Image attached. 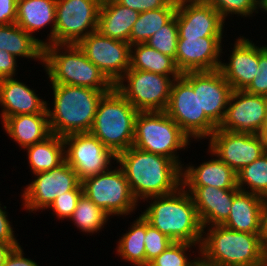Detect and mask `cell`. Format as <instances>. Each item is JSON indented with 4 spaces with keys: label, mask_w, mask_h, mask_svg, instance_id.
Masks as SVG:
<instances>
[{
    "label": "cell",
    "mask_w": 267,
    "mask_h": 266,
    "mask_svg": "<svg viewBox=\"0 0 267 266\" xmlns=\"http://www.w3.org/2000/svg\"><path fill=\"white\" fill-rule=\"evenodd\" d=\"M83 194L109 216L130 214L137 205L121 168L88 177L81 181Z\"/></svg>",
    "instance_id": "10"
},
{
    "label": "cell",
    "mask_w": 267,
    "mask_h": 266,
    "mask_svg": "<svg viewBox=\"0 0 267 266\" xmlns=\"http://www.w3.org/2000/svg\"><path fill=\"white\" fill-rule=\"evenodd\" d=\"M178 27L176 15L157 32H155L145 43L151 47L167 55L175 60L177 42H178Z\"/></svg>",
    "instance_id": "35"
},
{
    "label": "cell",
    "mask_w": 267,
    "mask_h": 266,
    "mask_svg": "<svg viewBox=\"0 0 267 266\" xmlns=\"http://www.w3.org/2000/svg\"><path fill=\"white\" fill-rule=\"evenodd\" d=\"M110 217L105 211L99 208L85 194H82L77 206L69 218L74 225L83 232L94 233L101 230Z\"/></svg>",
    "instance_id": "33"
},
{
    "label": "cell",
    "mask_w": 267,
    "mask_h": 266,
    "mask_svg": "<svg viewBox=\"0 0 267 266\" xmlns=\"http://www.w3.org/2000/svg\"><path fill=\"white\" fill-rule=\"evenodd\" d=\"M222 37H179L175 63L181 74L219 70Z\"/></svg>",
    "instance_id": "17"
},
{
    "label": "cell",
    "mask_w": 267,
    "mask_h": 266,
    "mask_svg": "<svg viewBox=\"0 0 267 266\" xmlns=\"http://www.w3.org/2000/svg\"><path fill=\"white\" fill-rule=\"evenodd\" d=\"M170 77L129 68L115 88L139 112L165 111L173 83ZM124 80H127V85H124Z\"/></svg>",
    "instance_id": "9"
},
{
    "label": "cell",
    "mask_w": 267,
    "mask_h": 266,
    "mask_svg": "<svg viewBox=\"0 0 267 266\" xmlns=\"http://www.w3.org/2000/svg\"><path fill=\"white\" fill-rule=\"evenodd\" d=\"M267 112V97L232 90L224 118L217 129L260 134Z\"/></svg>",
    "instance_id": "15"
},
{
    "label": "cell",
    "mask_w": 267,
    "mask_h": 266,
    "mask_svg": "<svg viewBox=\"0 0 267 266\" xmlns=\"http://www.w3.org/2000/svg\"><path fill=\"white\" fill-rule=\"evenodd\" d=\"M130 69L149 71L164 76L172 75V79L182 75L173 58L149 47L146 43L130 46Z\"/></svg>",
    "instance_id": "28"
},
{
    "label": "cell",
    "mask_w": 267,
    "mask_h": 266,
    "mask_svg": "<svg viewBox=\"0 0 267 266\" xmlns=\"http://www.w3.org/2000/svg\"><path fill=\"white\" fill-rule=\"evenodd\" d=\"M208 3L219 12L224 20L229 13L246 17L251 16L259 7L262 8L257 0H210Z\"/></svg>",
    "instance_id": "37"
},
{
    "label": "cell",
    "mask_w": 267,
    "mask_h": 266,
    "mask_svg": "<svg viewBox=\"0 0 267 266\" xmlns=\"http://www.w3.org/2000/svg\"><path fill=\"white\" fill-rule=\"evenodd\" d=\"M22 248L15 247L2 266H39L35 261L23 256Z\"/></svg>",
    "instance_id": "45"
},
{
    "label": "cell",
    "mask_w": 267,
    "mask_h": 266,
    "mask_svg": "<svg viewBox=\"0 0 267 266\" xmlns=\"http://www.w3.org/2000/svg\"><path fill=\"white\" fill-rule=\"evenodd\" d=\"M3 124L7 134L22 148L41 142L52 134L48 113L10 116Z\"/></svg>",
    "instance_id": "26"
},
{
    "label": "cell",
    "mask_w": 267,
    "mask_h": 266,
    "mask_svg": "<svg viewBox=\"0 0 267 266\" xmlns=\"http://www.w3.org/2000/svg\"><path fill=\"white\" fill-rule=\"evenodd\" d=\"M119 4L139 13L163 7H177L174 0H116Z\"/></svg>",
    "instance_id": "41"
},
{
    "label": "cell",
    "mask_w": 267,
    "mask_h": 266,
    "mask_svg": "<svg viewBox=\"0 0 267 266\" xmlns=\"http://www.w3.org/2000/svg\"><path fill=\"white\" fill-rule=\"evenodd\" d=\"M263 10L267 11V1L262 5Z\"/></svg>",
    "instance_id": "52"
},
{
    "label": "cell",
    "mask_w": 267,
    "mask_h": 266,
    "mask_svg": "<svg viewBox=\"0 0 267 266\" xmlns=\"http://www.w3.org/2000/svg\"><path fill=\"white\" fill-rule=\"evenodd\" d=\"M99 0H57L54 44H78L97 31Z\"/></svg>",
    "instance_id": "11"
},
{
    "label": "cell",
    "mask_w": 267,
    "mask_h": 266,
    "mask_svg": "<svg viewBox=\"0 0 267 266\" xmlns=\"http://www.w3.org/2000/svg\"><path fill=\"white\" fill-rule=\"evenodd\" d=\"M177 4L182 3H208L210 0H174Z\"/></svg>",
    "instance_id": "48"
},
{
    "label": "cell",
    "mask_w": 267,
    "mask_h": 266,
    "mask_svg": "<svg viewBox=\"0 0 267 266\" xmlns=\"http://www.w3.org/2000/svg\"><path fill=\"white\" fill-rule=\"evenodd\" d=\"M17 0H0V25L16 23Z\"/></svg>",
    "instance_id": "42"
},
{
    "label": "cell",
    "mask_w": 267,
    "mask_h": 266,
    "mask_svg": "<svg viewBox=\"0 0 267 266\" xmlns=\"http://www.w3.org/2000/svg\"><path fill=\"white\" fill-rule=\"evenodd\" d=\"M235 42L229 64L221 62L219 71L232 90H245L253 81L259 67V47L243 36Z\"/></svg>",
    "instance_id": "19"
},
{
    "label": "cell",
    "mask_w": 267,
    "mask_h": 266,
    "mask_svg": "<svg viewBox=\"0 0 267 266\" xmlns=\"http://www.w3.org/2000/svg\"><path fill=\"white\" fill-rule=\"evenodd\" d=\"M206 236L199 248L203 266H261L266 251L260 234L211 225Z\"/></svg>",
    "instance_id": "4"
},
{
    "label": "cell",
    "mask_w": 267,
    "mask_h": 266,
    "mask_svg": "<svg viewBox=\"0 0 267 266\" xmlns=\"http://www.w3.org/2000/svg\"><path fill=\"white\" fill-rule=\"evenodd\" d=\"M262 204L263 197L239 190L233 198L230 215L222 225L238 232L260 234Z\"/></svg>",
    "instance_id": "24"
},
{
    "label": "cell",
    "mask_w": 267,
    "mask_h": 266,
    "mask_svg": "<svg viewBox=\"0 0 267 266\" xmlns=\"http://www.w3.org/2000/svg\"><path fill=\"white\" fill-rule=\"evenodd\" d=\"M43 64L51 84L83 86L95 90H112L115 87L77 44H47L43 47Z\"/></svg>",
    "instance_id": "5"
},
{
    "label": "cell",
    "mask_w": 267,
    "mask_h": 266,
    "mask_svg": "<svg viewBox=\"0 0 267 266\" xmlns=\"http://www.w3.org/2000/svg\"><path fill=\"white\" fill-rule=\"evenodd\" d=\"M165 112L189 138L210 137L218 127L204 111H201L199 72H186L173 79Z\"/></svg>",
    "instance_id": "7"
},
{
    "label": "cell",
    "mask_w": 267,
    "mask_h": 266,
    "mask_svg": "<svg viewBox=\"0 0 267 266\" xmlns=\"http://www.w3.org/2000/svg\"><path fill=\"white\" fill-rule=\"evenodd\" d=\"M179 37H222L225 20L209 3L177 4Z\"/></svg>",
    "instance_id": "18"
},
{
    "label": "cell",
    "mask_w": 267,
    "mask_h": 266,
    "mask_svg": "<svg viewBox=\"0 0 267 266\" xmlns=\"http://www.w3.org/2000/svg\"><path fill=\"white\" fill-rule=\"evenodd\" d=\"M258 70L253 81L245 89L247 93L267 97V46L259 48Z\"/></svg>",
    "instance_id": "40"
},
{
    "label": "cell",
    "mask_w": 267,
    "mask_h": 266,
    "mask_svg": "<svg viewBox=\"0 0 267 266\" xmlns=\"http://www.w3.org/2000/svg\"><path fill=\"white\" fill-rule=\"evenodd\" d=\"M1 205V204H0ZM6 211L0 206V242L9 244H19L14 236L11 222L8 221Z\"/></svg>",
    "instance_id": "44"
},
{
    "label": "cell",
    "mask_w": 267,
    "mask_h": 266,
    "mask_svg": "<svg viewBox=\"0 0 267 266\" xmlns=\"http://www.w3.org/2000/svg\"><path fill=\"white\" fill-rule=\"evenodd\" d=\"M20 244H9L0 242V266H2L12 252V250Z\"/></svg>",
    "instance_id": "47"
},
{
    "label": "cell",
    "mask_w": 267,
    "mask_h": 266,
    "mask_svg": "<svg viewBox=\"0 0 267 266\" xmlns=\"http://www.w3.org/2000/svg\"><path fill=\"white\" fill-rule=\"evenodd\" d=\"M16 57L7 51L0 50V79L15 76Z\"/></svg>",
    "instance_id": "43"
},
{
    "label": "cell",
    "mask_w": 267,
    "mask_h": 266,
    "mask_svg": "<svg viewBox=\"0 0 267 266\" xmlns=\"http://www.w3.org/2000/svg\"><path fill=\"white\" fill-rule=\"evenodd\" d=\"M189 140L165 111L138 112L135 118L133 146L172 159L182 169L176 151L185 149Z\"/></svg>",
    "instance_id": "8"
},
{
    "label": "cell",
    "mask_w": 267,
    "mask_h": 266,
    "mask_svg": "<svg viewBox=\"0 0 267 266\" xmlns=\"http://www.w3.org/2000/svg\"><path fill=\"white\" fill-rule=\"evenodd\" d=\"M146 266L165 251L173 241L146 221L145 235Z\"/></svg>",
    "instance_id": "38"
},
{
    "label": "cell",
    "mask_w": 267,
    "mask_h": 266,
    "mask_svg": "<svg viewBox=\"0 0 267 266\" xmlns=\"http://www.w3.org/2000/svg\"><path fill=\"white\" fill-rule=\"evenodd\" d=\"M134 198L167 195L182 186V168L172 159L134 146L116 155Z\"/></svg>",
    "instance_id": "1"
},
{
    "label": "cell",
    "mask_w": 267,
    "mask_h": 266,
    "mask_svg": "<svg viewBox=\"0 0 267 266\" xmlns=\"http://www.w3.org/2000/svg\"><path fill=\"white\" fill-rule=\"evenodd\" d=\"M260 4H261V6L267 1V0H257Z\"/></svg>",
    "instance_id": "53"
},
{
    "label": "cell",
    "mask_w": 267,
    "mask_h": 266,
    "mask_svg": "<svg viewBox=\"0 0 267 266\" xmlns=\"http://www.w3.org/2000/svg\"><path fill=\"white\" fill-rule=\"evenodd\" d=\"M46 42L36 39L16 23L4 25L3 50L14 57L40 59L43 62V47Z\"/></svg>",
    "instance_id": "30"
},
{
    "label": "cell",
    "mask_w": 267,
    "mask_h": 266,
    "mask_svg": "<svg viewBox=\"0 0 267 266\" xmlns=\"http://www.w3.org/2000/svg\"><path fill=\"white\" fill-rule=\"evenodd\" d=\"M33 174L50 171L65 161V145L62 136L51 134L45 140L25 148Z\"/></svg>",
    "instance_id": "29"
},
{
    "label": "cell",
    "mask_w": 267,
    "mask_h": 266,
    "mask_svg": "<svg viewBox=\"0 0 267 266\" xmlns=\"http://www.w3.org/2000/svg\"><path fill=\"white\" fill-rule=\"evenodd\" d=\"M195 244L187 242H173L159 256L152 260L148 266H198L200 257L189 260L186 250Z\"/></svg>",
    "instance_id": "36"
},
{
    "label": "cell",
    "mask_w": 267,
    "mask_h": 266,
    "mask_svg": "<svg viewBox=\"0 0 267 266\" xmlns=\"http://www.w3.org/2000/svg\"><path fill=\"white\" fill-rule=\"evenodd\" d=\"M184 186L167 195L149 197L153 203L141 214L154 228L173 242L201 246L205 233L191 194Z\"/></svg>",
    "instance_id": "2"
},
{
    "label": "cell",
    "mask_w": 267,
    "mask_h": 266,
    "mask_svg": "<svg viewBox=\"0 0 267 266\" xmlns=\"http://www.w3.org/2000/svg\"><path fill=\"white\" fill-rule=\"evenodd\" d=\"M250 187V193L267 197V152L253 163L246 165L237 174V187L246 191L244 185Z\"/></svg>",
    "instance_id": "34"
},
{
    "label": "cell",
    "mask_w": 267,
    "mask_h": 266,
    "mask_svg": "<svg viewBox=\"0 0 267 266\" xmlns=\"http://www.w3.org/2000/svg\"><path fill=\"white\" fill-rule=\"evenodd\" d=\"M139 15L138 11L125 7L116 0L102 3L97 31L105 37L130 43V33Z\"/></svg>",
    "instance_id": "25"
},
{
    "label": "cell",
    "mask_w": 267,
    "mask_h": 266,
    "mask_svg": "<svg viewBox=\"0 0 267 266\" xmlns=\"http://www.w3.org/2000/svg\"><path fill=\"white\" fill-rule=\"evenodd\" d=\"M261 266H267V251L265 252L264 258L262 260Z\"/></svg>",
    "instance_id": "51"
},
{
    "label": "cell",
    "mask_w": 267,
    "mask_h": 266,
    "mask_svg": "<svg viewBox=\"0 0 267 266\" xmlns=\"http://www.w3.org/2000/svg\"><path fill=\"white\" fill-rule=\"evenodd\" d=\"M186 188L194 200L203 229L208 225H222L227 220L233 198L239 191L212 186Z\"/></svg>",
    "instance_id": "20"
},
{
    "label": "cell",
    "mask_w": 267,
    "mask_h": 266,
    "mask_svg": "<svg viewBox=\"0 0 267 266\" xmlns=\"http://www.w3.org/2000/svg\"><path fill=\"white\" fill-rule=\"evenodd\" d=\"M129 232L119 239L117 248L118 255L122 256L125 261L135 264V266H146L145 253V235H146V220L143 216L134 221Z\"/></svg>",
    "instance_id": "31"
},
{
    "label": "cell",
    "mask_w": 267,
    "mask_h": 266,
    "mask_svg": "<svg viewBox=\"0 0 267 266\" xmlns=\"http://www.w3.org/2000/svg\"><path fill=\"white\" fill-rule=\"evenodd\" d=\"M83 194V187L80 183L72 191L57 196L52 204L48 207L53 209L58 218H70L77 206V203Z\"/></svg>",
    "instance_id": "39"
},
{
    "label": "cell",
    "mask_w": 267,
    "mask_h": 266,
    "mask_svg": "<svg viewBox=\"0 0 267 266\" xmlns=\"http://www.w3.org/2000/svg\"><path fill=\"white\" fill-rule=\"evenodd\" d=\"M261 241L265 251H267V197L263 198V204L261 208Z\"/></svg>",
    "instance_id": "46"
},
{
    "label": "cell",
    "mask_w": 267,
    "mask_h": 266,
    "mask_svg": "<svg viewBox=\"0 0 267 266\" xmlns=\"http://www.w3.org/2000/svg\"><path fill=\"white\" fill-rule=\"evenodd\" d=\"M0 104L2 123L10 116L47 113V102L13 77L0 79Z\"/></svg>",
    "instance_id": "21"
},
{
    "label": "cell",
    "mask_w": 267,
    "mask_h": 266,
    "mask_svg": "<svg viewBox=\"0 0 267 266\" xmlns=\"http://www.w3.org/2000/svg\"><path fill=\"white\" fill-rule=\"evenodd\" d=\"M4 25H0V50H3Z\"/></svg>",
    "instance_id": "50"
},
{
    "label": "cell",
    "mask_w": 267,
    "mask_h": 266,
    "mask_svg": "<svg viewBox=\"0 0 267 266\" xmlns=\"http://www.w3.org/2000/svg\"><path fill=\"white\" fill-rule=\"evenodd\" d=\"M209 149L237 174L267 152V139L260 134H246L216 129L210 136Z\"/></svg>",
    "instance_id": "13"
},
{
    "label": "cell",
    "mask_w": 267,
    "mask_h": 266,
    "mask_svg": "<svg viewBox=\"0 0 267 266\" xmlns=\"http://www.w3.org/2000/svg\"><path fill=\"white\" fill-rule=\"evenodd\" d=\"M138 112L114 87L100 99L90 133L117 155L133 146Z\"/></svg>",
    "instance_id": "6"
},
{
    "label": "cell",
    "mask_w": 267,
    "mask_h": 266,
    "mask_svg": "<svg viewBox=\"0 0 267 266\" xmlns=\"http://www.w3.org/2000/svg\"><path fill=\"white\" fill-rule=\"evenodd\" d=\"M37 179L24 190V207L30 211L47 209L57 196L72 191L80 183L74 170L64 161L50 171L34 174Z\"/></svg>",
    "instance_id": "16"
},
{
    "label": "cell",
    "mask_w": 267,
    "mask_h": 266,
    "mask_svg": "<svg viewBox=\"0 0 267 266\" xmlns=\"http://www.w3.org/2000/svg\"><path fill=\"white\" fill-rule=\"evenodd\" d=\"M231 92L230 84L219 70L199 72L200 108L217 126L224 118Z\"/></svg>",
    "instance_id": "22"
},
{
    "label": "cell",
    "mask_w": 267,
    "mask_h": 266,
    "mask_svg": "<svg viewBox=\"0 0 267 266\" xmlns=\"http://www.w3.org/2000/svg\"><path fill=\"white\" fill-rule=\"evenodd\" d=\"M99 1L102 4V3H105V2H108V1H114V0H99Z\"/></svg>",
    "instance_id": "54"
},
{
    "label": "cell",
    "mask_w": 267,
    "mask_h": 266,
    "mask_svg": "<svg viewBox=\"0 0 267 266\" xmlns=\"http://www.w3.org/2000/svg\"><path fill=\"white\" fill-rule=\"evenodd\" d=\"M57 0H17L16 24L31 36L53 23L47 44H54Z\"/></svg>",
    "instance_id": "27"
},
{
    "label": "cell",
    "mask_w": 267,
    "mask_h": 266,
    "mask_svg": "<svg viewBox=\"0 0 267 266\" xmlns=\"http://www.w3.org/2000/svg\"><path fill=\"white\" fill-rule=\"evenodd\" d=\"M63 140L68 147L65 161L80 181L108 171L110 160H116V155L90 132L69 134Z\"/></svg>",
    "instance_id": "12"
},
{
    "label": "cell",
    "mask_w": 267,
    "mask_h": 266,
    "mask_svg": "<svg viewBox=\"0 0 267 266\" xmlns=\"http://www.w3.org/2000/svg\"><path fill=\"white\" fill-rule=\"evenodd\" d=\"M52 89L54 109L47 107L50 130L62 137L90 132L100 99L111 91L66 84H52Z\"/></svg>",
    "instance_id": "3"
},
{
    "label": "cell",
    "mask_w": 267,
    "mask_h": 266,
    "mask_svg": "<svg viewBox=\"0 0 267 266\" xmlns=\"http://www.w3.org/2000/svg\"><path fill=\"white\" fill-rule=\"evenodd\" d=\"M260 135L263 136L265 139H267V112H266L265 121H264L262 130L260 132Z\"/></svg>",
    "instance_id": "49"
},
{
    "label": "cell",
    "mask_w": 267,
    "mask_h": 266,
    "mask_svg": "<svg viewBox=\"0 0 267 266\" xmlns=\"http://www.w3.org/2000/svg\"><path fill=\"white\" fill-rule=\"evenodd\" d=\"M86 57L116 85L130 68V43L101 35L88 34L77 44Z\"/></svg>",
    "instance_id": "14"
},
{
    "label": "cell",
    "mask_w": 267,
    "mask_h": 266,
    "mask_svg": "<svg viewBox=\"0 0 267 266\" xmlns=\"http://www.w3.org/2000/svg\"><path fill=\"white\" fill-rule=\"evenodd\" d=\"M176 10L177 7H163L140 12L130 33V45L145 43L155 32L175 16Z\"/></svg>",
    "instance_id": "32"
},
{
    "label": "cell",
    "mask_w": 267,
    "mask_h": 266,
    "mask_svg": "<svg viewBox=\"0 0 267 266\" xmlns=\"http://www.w3.org/2000/svg\"><path fill=\"white\" fill-rule=\"evenodd\" d=\"M182 170V186L203 187L212 186L226 190H239L237 187V173L226 165L219 157Z\"/></svg>",
    "instance_id": "23"
}]
</instances>
